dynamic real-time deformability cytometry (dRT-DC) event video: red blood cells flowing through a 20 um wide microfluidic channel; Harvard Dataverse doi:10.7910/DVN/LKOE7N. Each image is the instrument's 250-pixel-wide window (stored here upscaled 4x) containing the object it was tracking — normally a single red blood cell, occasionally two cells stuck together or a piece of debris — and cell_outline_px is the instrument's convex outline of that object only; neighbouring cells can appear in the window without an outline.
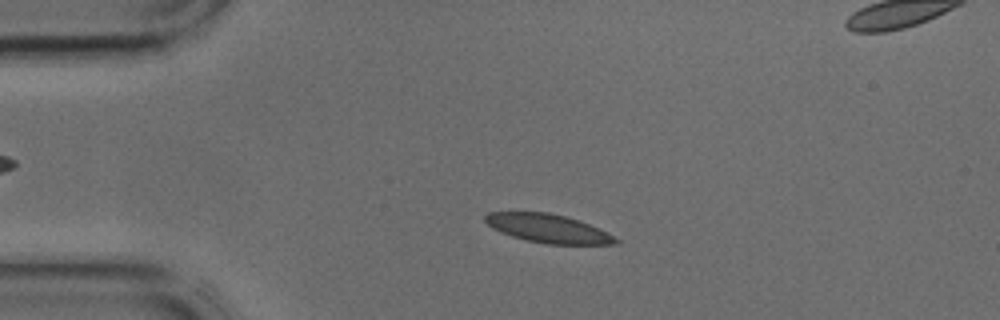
{"species": "common noctule bat (a hibernating species)", "species_latin": "Nyctalus noctula", "temperature_condition": "cold", "stored_images_in_passage": 42, "camera_frame_rate_fps": 3000, "um_per_image_px": 0.085, "animal": {"sex": "male", "body_mass_g": 17.9, "forearm_length_mm": 54.2}, "frame": {"image": 1, "passage_image": 7, "time_ms": 2.0, "image_size_px": [1000, 320], "cell_outline_px": [[620, 244], [548, 244], [524, 240], [500, 232], [492, 228], [484, 220], [484, 216], [488, 212], [548, 212], [564, 216], [588, 224], [608, 232], [620, 240]], "centroid_in_image_um": [46.58, 19.42], "position_along_channel_um": 38.4, "area_um2": 21.68}}
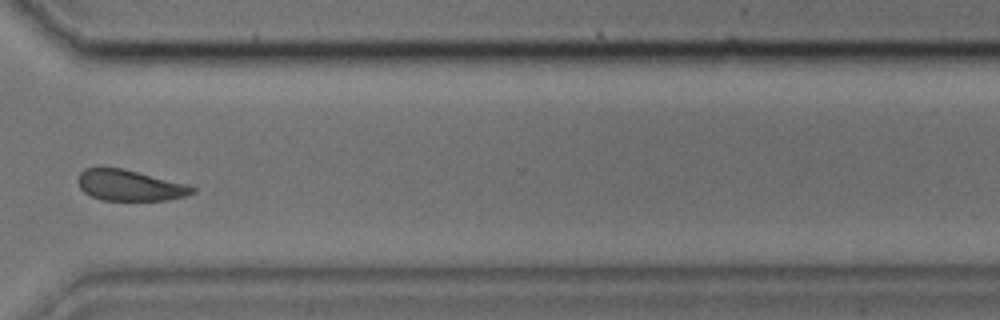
{"frame": {"image": 2, "passage_image": 30, "time_ms": 9.667, "image_size_px": [1000, 320], "cell_outline_px": [[196, 192], [184, 196], [168, 200], [104, 200], [92, 196], [84, 192], [80, 188], [76, 180], [80, 172], [84, 168], [124, 168], [184, 184], [196, 188]], "centroid_in_image_um": [10.99, 15.75], "position_along_channel_um": 359.6, "area_um2": 20.4}}